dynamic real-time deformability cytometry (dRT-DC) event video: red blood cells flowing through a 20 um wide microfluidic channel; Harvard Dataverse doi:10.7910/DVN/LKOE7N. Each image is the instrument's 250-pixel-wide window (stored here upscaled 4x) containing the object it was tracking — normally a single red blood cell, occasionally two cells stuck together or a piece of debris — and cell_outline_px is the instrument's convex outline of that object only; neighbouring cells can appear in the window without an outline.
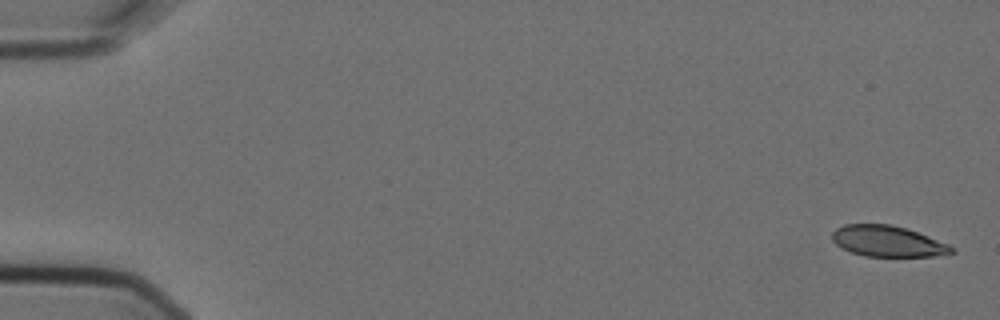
{"species": "Egyptian fruit bat (a non-hibernating species)", "species_latin": "Rousettus aegyptiacus", "temperature_condition": "cold", "stored_images_in_passage": 14, "camera_frame_rate_fps": 3000, "um_per_image_px": 0.085, "animal": {"sex": "female"}, "frame": {"image": 1, "passage_image": 1, "time_ms": 0.0, "image_size_px": [1000, 320], "cell_outline_px": [[956, 252], [932, 256], [864, 256], [840, 248], [832, 240], [832, 232], [836, 228], [844, 224], [888, 224], [904, 228], [916, 232], [948, 244], [956, 248]], "centroid_in_image_um": [75.42, 20.51], "position_along_channel_um": 9.6, "area_um2": 21.39}}
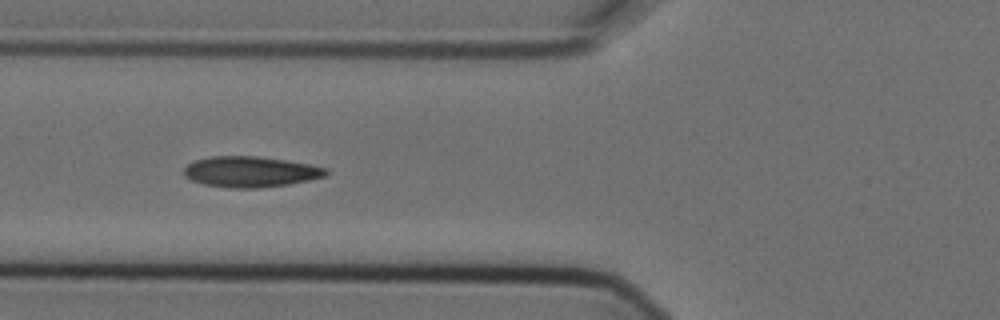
{"frame": {"image": 2, "passage_image": 6, "time_ms": 1.667, "image_size_px": [1000, 320], "cell_outline_px": [[328, 176], [288, 184], [260, 188], [228, 188], [204, 184], [192, 180], [184, 176], [184, 168], [188, 164], [196, 160], [212, 156], [256, 156], [284, 160], [308, 164], [328, 168]], "centroid_in_image_um": [21.3, 14.6], "position_along_channel_um": 104.5, "area_um2": 25.37}}
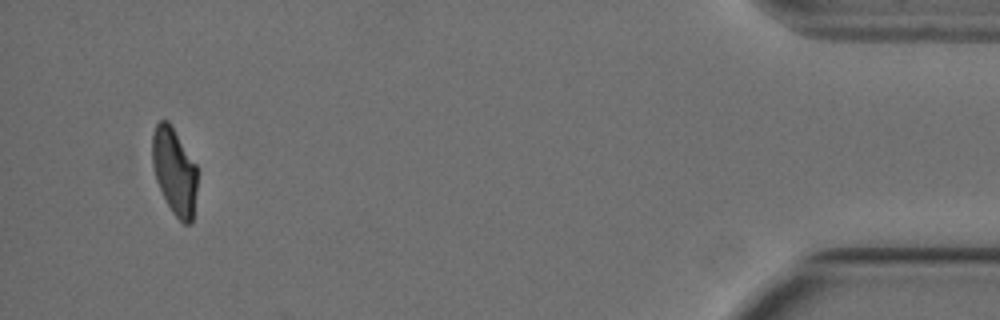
{"frame": {"image": 3, "passage_image": 14, "time_ms": 4.333, "image_size_px": [1000, 320], "cell_outline_px": [[196, 188], [192, 224], [184, 224], [172, 212], [156, 180], [152, 164], [152, 136], [156, 124], [160, 120], [168, 120], [196, 164]], "centroid_in_image_um": [14.81, 14.54], "position_along_channel_um": 420.4, "area_um2": 22.48}}